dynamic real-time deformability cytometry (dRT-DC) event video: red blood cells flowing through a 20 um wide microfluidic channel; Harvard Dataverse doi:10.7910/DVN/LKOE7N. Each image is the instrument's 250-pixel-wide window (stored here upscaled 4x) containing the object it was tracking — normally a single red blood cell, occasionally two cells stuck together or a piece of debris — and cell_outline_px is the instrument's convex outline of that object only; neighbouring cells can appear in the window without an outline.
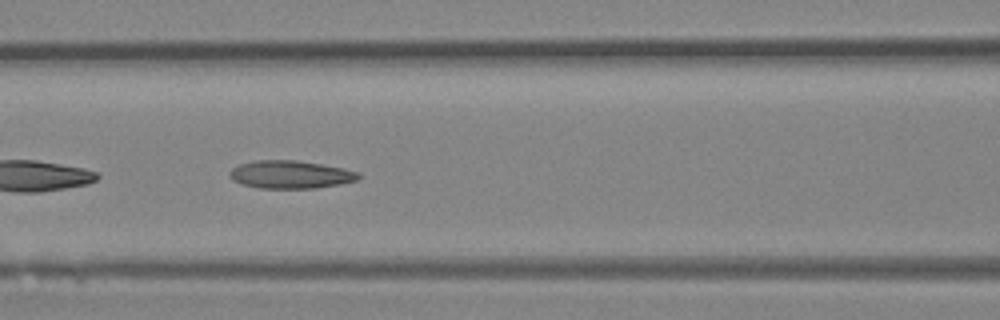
{"species": "Egyptian fruit bat (a non-hibernating species)", "species_latin": "Rousettus aegyptiacus", "temperature_condition": "room temperature", "stored_images_in_passage": 18, "camera_frame_rate_fps": 3000, "um_per_image_px": 0.085, "animal": {"sex": "female"}, "frame": {"image": 1, "passage_image": 6, "time_ms": 1.667, "image_size_px": [1000, 320], "cell_outline_px": [[360, 180], [340, 184], [316, 188], [260, 188], [240, 184], [232, 180], [228, 172], [232, 168], [240, 164], [256, 160], [296, 160], [344, 168], [360, 172]], "centroid_in_image_um": [24.7, 14.84], "position_along_channel_um": 141.9, "area_um2": 21.1}}
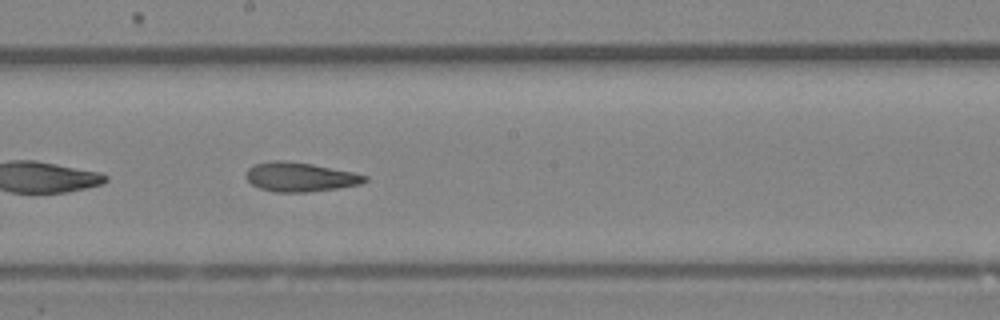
{"frame": {"image": 2, "passage_image": 11, "time_ms": 3.333, "image_size_px": [1000, 320], "cell_outline_px": [[368, 180], [360, 184], [340, 188], [308, 192], [276, 192], [260, 188], [252, 184], [244, 176], [248, 168], [252, 164], [272, 160], [284, 160], [312, 164], [352, 172], [368, 176]], "centroid_in_image_um": [25.48, 15.04], "position_along_channel_um": 222.7, "area_um2": 20.35}}